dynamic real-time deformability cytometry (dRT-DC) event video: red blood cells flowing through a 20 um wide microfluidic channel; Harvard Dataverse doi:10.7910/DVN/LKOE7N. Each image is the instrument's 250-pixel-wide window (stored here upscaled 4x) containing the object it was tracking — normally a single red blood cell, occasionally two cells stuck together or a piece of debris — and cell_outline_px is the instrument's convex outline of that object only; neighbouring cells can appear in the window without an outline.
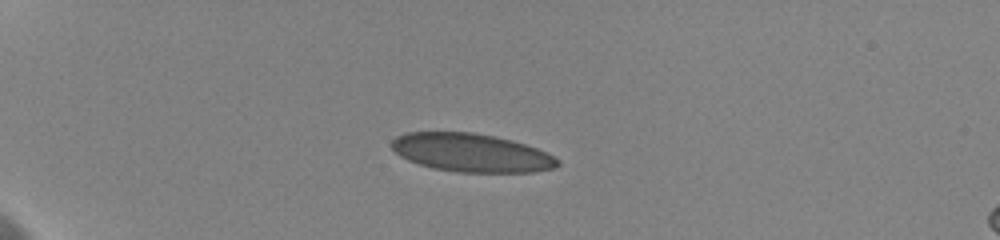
{"species": "human", "species_latin": "Homo sapiens", "temperature_condition": "cold", "stored_images_in_passage": 11, "camera_frame_rate_fps": 3000, "um_per_image_px": 0.085, "donor": {"sex": "female"}, "frame": {"image": 1, "passage_image": 7, "time_ms": 5.0, "image_size_px": [1000, 240], "cell_outline_px": [[560, 164], [552, 168], [532, 172], [456, 172], [432, 168], [408, 160], [400, 156], [392, 148], [392, 140], [396, 136], [404, 132], [472, 132], [512, 140], [536, 148], [560, 160]], "centroid_in_image_um": [40.03, 12.98], "position_along_channel_um": 45.0, "area_um2": 36.88}}